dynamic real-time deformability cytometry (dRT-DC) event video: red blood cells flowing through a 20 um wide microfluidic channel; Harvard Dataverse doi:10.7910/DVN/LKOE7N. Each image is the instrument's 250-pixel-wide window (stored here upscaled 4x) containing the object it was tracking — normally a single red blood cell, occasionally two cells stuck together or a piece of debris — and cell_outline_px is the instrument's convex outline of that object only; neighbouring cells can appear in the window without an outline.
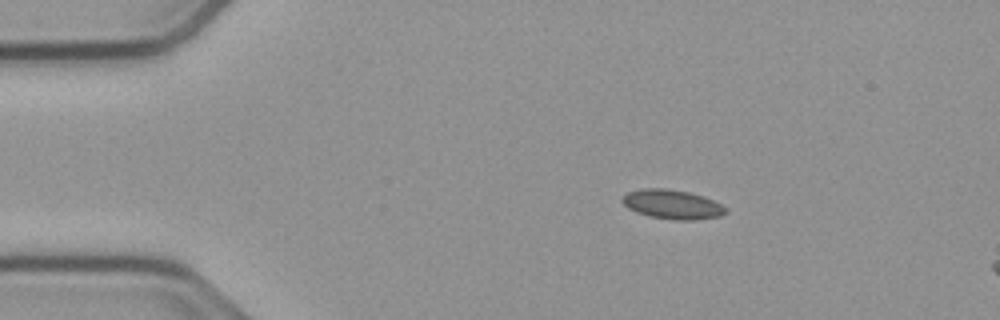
{"species": "common noctule bat (a hibernating species)", "species_latin": "Nyctalus noctula", "temperature_condition": "cold", "stored_images_in_passage": 7, "camera_frame_rate_fps": 3000, "um_per_image_px": 0.085, "animal": {"sex": "male", "body_mass_g": 23.1, "forearm_length_mm": 52.7}, "frame": {"image": 1, "passage_image": 1, "time_ms": 0.0, "image_size_px": [1000, 320], "cell_outline_px": [[728, 212], [720, 216], [692, 220], [676, 220], [648, 216], [636, 212], [628, 208], [620, 200], [628, 192], [644, 188], [664, 188], [688, 192], [704, 196], [728, 208]], "centroid_in_image_um": [57.15, 17.37], "position_along_channel_um": 27.8, "area_um2": 17.63}}